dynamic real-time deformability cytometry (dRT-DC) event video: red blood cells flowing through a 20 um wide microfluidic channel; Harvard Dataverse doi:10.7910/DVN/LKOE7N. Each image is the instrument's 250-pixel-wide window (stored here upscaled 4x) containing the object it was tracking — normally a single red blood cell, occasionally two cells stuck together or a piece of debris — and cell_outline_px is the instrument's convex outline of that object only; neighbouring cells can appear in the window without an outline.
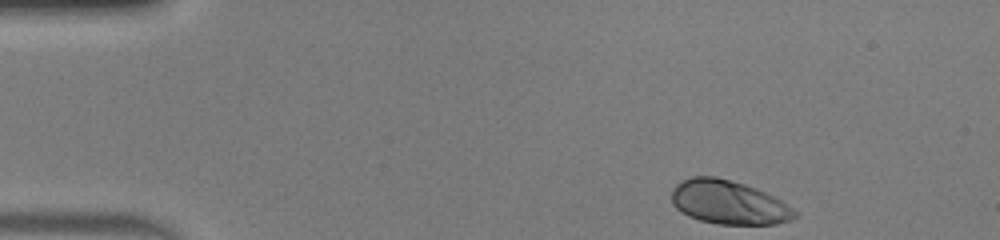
{"species": "human", "species_latin": "Homo sapiens", "temperature_condition": "warm", "stored_images_in_passage": 45, "camera_frame_rate_fps": 3000, "um_per_image_px": 0.085, "donor": {"sex": "male"}, "frame": {"image": 1, "passage_image": 1, "time_ms": 0.0, "image_size_px": [1000, 240], "cell_outline_px": [[800, 212], [792, 220], [776, 224], [716, 224], [700, 220], [688, 216], [680, 212], [672, 204], [672, 188], [676, 184], [692, 176], [716, 176], [744, 184], [756, 188], [780, 200]], "centroid_in_image_um": [61.93, 17.21], "position_along_channel_um": 23.1, "area_um2": 31.56}}
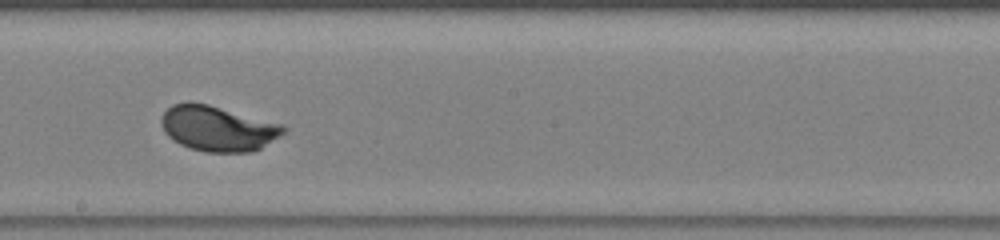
{"frame": {"image": 2, "passage_image": 23, "time_ms": 7.333, "image_size_px": [1000, 240], "cell_outline_px": [[288, 128], [284, 132], [260, 148], [252, 152], [204, 152], [180, 144], [168, 136], [164, 132], [160, 124], [160, 120], [164, 112], [172, 104], [188, 100], [192, 100], [208, 104], [284, 124]], "centroid_in_image_um": [18.48, 10.89], "position_along_channel_um": 229.7, "area_um2": 32.48}}
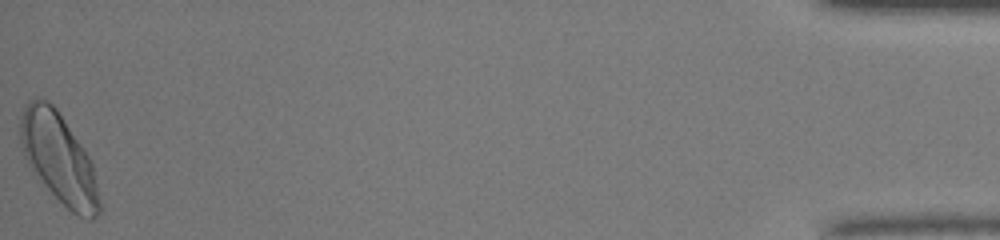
{"frame": {"image": 3, "passage_image": 45, "time_ms": 14.667, "image_size_px": [1000, 240], "cell_outline_px": [[104, 208], [92, 220], [88, 220], [72, 212], [48, 188], [28, 164], [24, 156], [20, 144], [20, 116], [24, 104], [28, 100], [36, 96], [52, 104], [56, 108], [88, 156], [92, 164]], "centroid_in_image_um": [5.02, 13.46], "position_along_channel_um": 430.2, "area_um2": 41.27}, "authors_computed_cell_mechanics": {"area_um2": 31.9634, "velocity_mm_per_s": 4.0419, "shape_relaxation_time_tau1_ms": 1.6505, "shape_relaxation_time_tau2_ms": null, "deformation_change_tau1": 0.1368, "deformation_change_tau2": null}}